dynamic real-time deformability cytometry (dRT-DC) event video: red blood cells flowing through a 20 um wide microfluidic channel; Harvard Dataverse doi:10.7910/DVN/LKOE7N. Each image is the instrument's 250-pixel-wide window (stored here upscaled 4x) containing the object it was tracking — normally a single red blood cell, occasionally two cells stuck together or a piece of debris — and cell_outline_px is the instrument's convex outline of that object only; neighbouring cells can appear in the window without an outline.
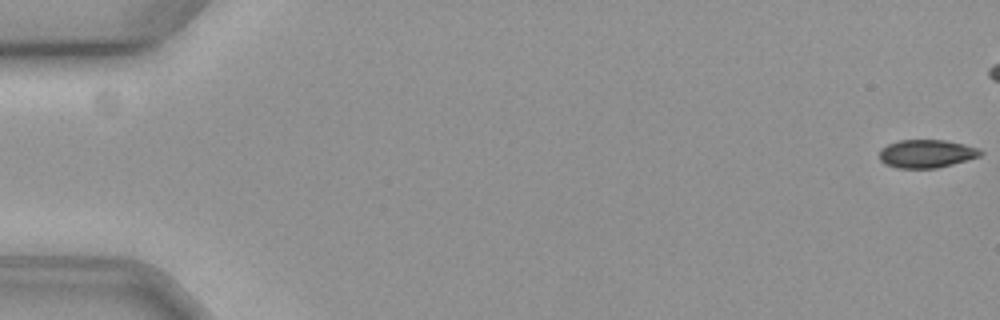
{"species": "common noctule bat (a hibernating species)", "species_latin": "Nyctalus noctula", "temperature_condition": "cold", "stored_images_in_passage": 14, "camera_frame_rate_fps": 3000, "um_per_image_px": 0.085, "animal": {"sex": "female", "body_mass_g": 19.3, "forearm_length_mm": 54.1}, "frame": {"image": 1, "passage_image": 1, "time_ms": 0.0, "image_size_px": [1000, 320], "cell_outline_px": [[984, 152], [980, 156], [952, 164], [936, 168], [896, 168], [884, 164], [880, 160], [880, 148], [888, 144], [900, 140], [944, 140], [964, 144], [980, 148]], "centroid_in_image_um": [78.75, 13.06], "position_along_channel_um": 6.3, "area_um2": 16.65}}